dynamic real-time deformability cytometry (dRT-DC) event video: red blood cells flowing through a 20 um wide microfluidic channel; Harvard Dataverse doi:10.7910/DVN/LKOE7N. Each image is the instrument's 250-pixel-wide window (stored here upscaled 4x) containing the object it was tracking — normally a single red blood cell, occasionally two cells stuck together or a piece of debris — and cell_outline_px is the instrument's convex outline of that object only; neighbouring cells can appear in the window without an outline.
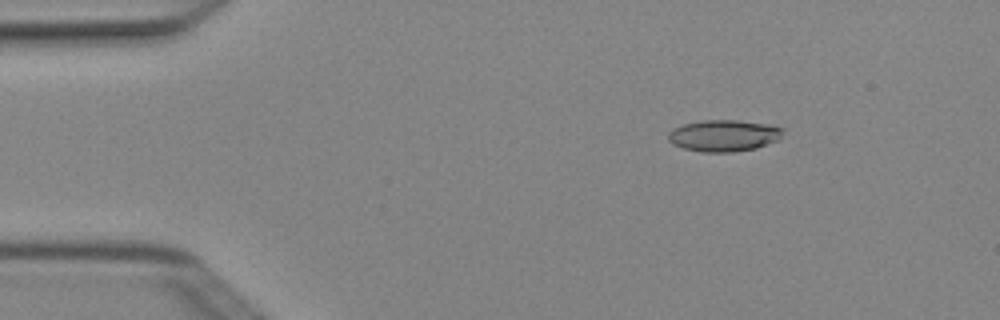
{"species": "Egyptian fruit bat (a non-hibernating species)", "species_latin": "Rousettus aegyptiacus", "temperature_condition": "cold", "stored_images_in_passage": 4, "camera_frame_rate_fps": 3000, "um_per_image_px": 0.085, "animal": {"sex": "female"}, "frame": {"image": 1, "passage_image": 2, "time_ms": 0.333, "image_size_px": [1000, 320], "cell_outline_px": [[784, 132], [780, 140], [756, 148], [736, 152], [704, 152], [684, 148], [672, 144], [668, 140], [668, 132], [672, 128], [684, 124], [704, 120], [736, 120], [768, 124], [784, 128]], "centroid_in_image_um": [61.55, 11.53], "position_along_channel_um": 23.4, "area_um2": 21.33}}
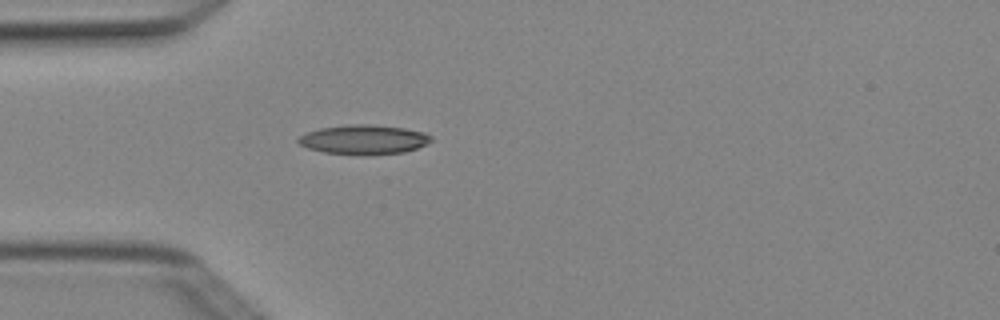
{"frame": {"image": 2, "passage_image": 4, "time_ms": 1.0, "image_size_px": [1000, 320], "cell_outline_px": [[432, 140], [428, 144], [404, 152], [368, 156], [324, 152], [308, 148], [300, 144], [296, 140], [300, 136], [308, 132], [320, 128], [352, 124], [368, 124], [404, 128], [424, 132], [432, 136]], "centroid_in_image_um": [30.95, 11.87], "position_along_channel_um": 54.0, "area_um2": 22.89}}